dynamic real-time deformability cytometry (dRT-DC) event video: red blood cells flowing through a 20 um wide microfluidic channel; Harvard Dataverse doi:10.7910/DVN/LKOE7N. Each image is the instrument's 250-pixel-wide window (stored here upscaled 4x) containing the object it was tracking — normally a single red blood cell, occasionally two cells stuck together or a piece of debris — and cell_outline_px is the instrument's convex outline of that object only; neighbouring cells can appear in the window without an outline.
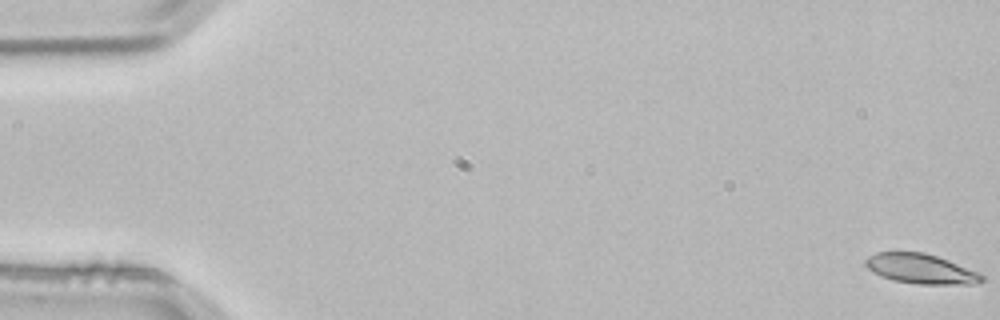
{"species": "common noctule bat (a hibernating species)", "species_latin": "Nyctalus noctula", "temperature_condition": "room temperature", "stored_images_in_passage": 4, "camera_frame_rate_fps": 3000, "um_per_image_px": 0.085, "animal": {"sex": "male", "body_mass_g": 21.5, "forearm_length_mm": 52.0}, "frame": {"image": 1, "passage_image": 1, "time_ms": 0.0, "image_size_px": [1000, 320], "cell_outline_px": [[984, 280], [972, 284], [916, 284], [892, 280], [880, 276], [872, 272], [864, 264], [864, 260], [868, 256], [876, 252], [924, 252], [948, 260], [976, 272], [984, 276]], "centroid_in_image_um": [78.2, 22.85], "position_along_channel_um": 6.8, "area_um2": 20.11}}